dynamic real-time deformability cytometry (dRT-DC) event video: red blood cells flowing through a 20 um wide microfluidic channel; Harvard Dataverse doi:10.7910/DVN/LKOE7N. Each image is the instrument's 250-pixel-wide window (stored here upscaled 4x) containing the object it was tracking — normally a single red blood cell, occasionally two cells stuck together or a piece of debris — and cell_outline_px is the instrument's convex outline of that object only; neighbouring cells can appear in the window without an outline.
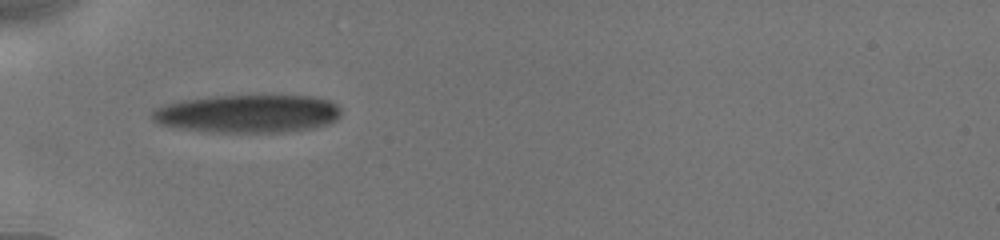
{"species": "human", "species_latin": "Homo sapiens", "temperature_condition": "cold", "stored_images_in_passage": 5, "camera_frame_rate_fps": 3000, "um_per_image_px": 0.085, "donor": {"sex": "male"}, "frame": {"image": 1, "passage_image": 1, "time_ms": 0.0, "image_size_px": [1000, 240], "cell_outline_px": [[340, 116], [336, 120], [328, 124], [312, 128], [284, 132], [212, 132], [180, 128], [160, 124], [152, 120], [152, 112], [156, 108], [180, 100], [212, 96], [312, 96], [328, 100], [336, 104], [340, 108]], "centroid_in_image_um": [21.08, 9.66], "position_along_channel_um": 63.9, "area_um2": 41.79}}
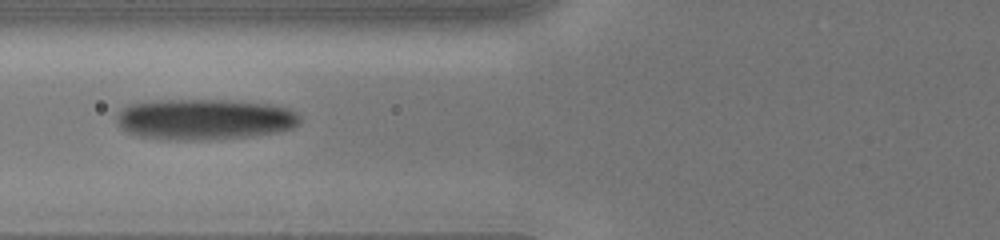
{"frame": {"image": 2, "passage_image": 3, "time_ms": 1.333, "image_size_px": [1000, 240], "cell_outline_px": [[300, 124], [292, 128], [280, 132], [252, 136], [216, 140], [168, 140], [136, 136], [120, 128], [116, 116], [116, 112], [128, 104], [156, 100], [232, 100], [272, 104], [288, 108], [296, 112], [300, 116]], "centroid_in_image_um": [17.39, 10.15], "position_along_channel_um": 108.4, "area_um2": 44.51}}
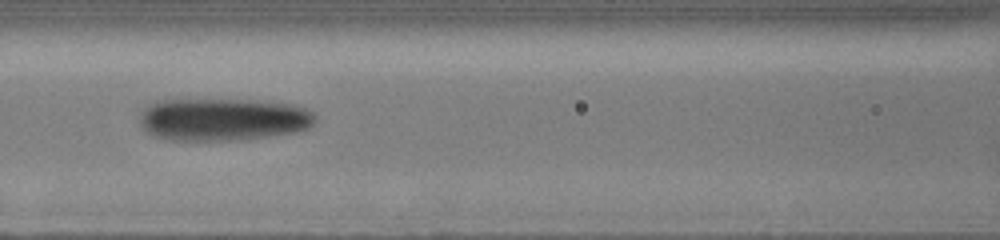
{"frame": {"image": 3, "passage_image": 4, "time_ms": 2.333, "image_size_px": [1000, 240], "cell_outline_px": [[316, 120], [308, 128], [296, 132], [236, 140], [168, 140], [152, 136], [144, 132], [140, 120], [140, 116], [144, 108], [148, 104], [160, 100], [252, 100], [292, 104], [304, 108], [312, 112], [316, 116]], "centroid_in_image_um": [18.92, 10.15], "position_along_channel_um": 147.7, "area_um2": 43.58}}